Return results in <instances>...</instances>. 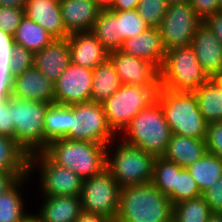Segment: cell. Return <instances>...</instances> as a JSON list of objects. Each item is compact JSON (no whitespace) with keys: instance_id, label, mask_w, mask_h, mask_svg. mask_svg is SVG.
Masks as SVG:
<instances>
[{"instance_id":"cell-16","label":"cell","mask_w":222,"mask_h":222,"mask_svg":"<svg viewBox=\"0 0 222 222\" xmlns=\"http://www.w3.org/2000/svg\"><path fill=\"white\" fill-rule=\"evenodd\" d=\"M71 63L94 69L109 58V51L90 32H76L67 37Z\"/></svg>"},{"instance_id":"cell-33","label":"cell","mask_w":222,"mask_h":222,"mask_svg":"<svg viewBox=\"0 0 222 222\" xmlns=\"http://www.w3.org/2000/svg\"><path fill=\"white\" fill-rule=\"evenodd\" d=\"M181 169L182 167L174 162L156 157L151 183L168 197L176 188L177 175Z\"/></svg>"},{"instance_id":"cell-10","label":"cell","mask_w":222,"mask_h":222,"mask_svg":"<svg viewBox=\"0 0 222 222\" xmlns=\"http://www.w3.org/2000/svg\"><path fill=\"white\" fill-rule=\"evenodd\" d=\"M40 174L39 195L80 197L83 179L72 170L56 164L44 151L29 155V175Z\"/></svg>"},{"instance_id":"cell-32","label":"cell","mask_w":222,"mask_h":222,"mask_svg":"<svg viewBox=\"0 0 222 222\" xmlns=\"http://www.w3.org/2000/svg\"><path fill=\"white\" fill-rule=\"evenodd\" d=\"M187 169L202 193L222 176V159L206 152L202 158Z\"/></svg>"},{"instance_id":"cell-4","label":"cell","mask_w":222,"mask_h":222,"mask_svg":"<svg viewBox=\"0 0 222 222\" xmlns=\"http://www.w3.org/2000/svg\"><path fill=\"white\" fill-rule=\"evenodd\" d=\"M157 101L172 134L206 140L209 123L200 112L194 92H175L161 88Z\"/></svg>"},{"instance_id":"cell-1","label":"cell","mask_w":222,"mask_h":222,"mask_svg":"<svg viewBox=\"0 0 222 222\" xmlns=\"http://www.w3.org/2000/svg\"><path fill=\"white\" fill-rule=\"evenodd\" d=\"M49 105L10 96L0 111V135L13 138L28 155L44 151V120Z\"/></svg>"},{"instance_id":"cell-43","label":"cell","mask_w":222,"mask_h":222,"mask_svg":"<svg viewBox=\"0 0 222 222\" xmlns=\"http://www.w3.org/2000/svg\"><path fill=\"white\" fill-rule=\"evenodd\" d=\"M222 43V13H215L203 21Z\"/></svg>"},{"instance_id":"cell-3","label":"cell","mask_w":222,"mask_h":222,"mask_svg":"<svg viewBox=\"0 0 222 222\" xmlns=\"http://www.w3.org/2000/svg\"><path fill=\"white\" fill-rule=\"evenodd\" d=\"M106 152V168L120 188L151 183L156 156L120 138L111 141Z\"/></svg>"},{"instance_id":"cell-49","label":"cell","mask_w":222,"mask_h":222,"mask_svg":"<svg viewBox=\"0 0 222 222\" xmlns=\"http://www.w3.org/2000/svg\"><path fill=\"white\" fill-rule=\"evenodd\" d=\"M21 222H43L38 214L28 212V214L22 219Z\"/></svg>"},{"instance_id":"cell-44","label":"cell","mask_w":222,"mask_h":222,"mask_svg":"<svg viewBox=\"0 0 222 222\" xmlns=\"http://www.w3.org/2000/svg\"><path fill=\"white\" fill-rule=\"evenodd\" d=\"M139 0H115L112 8V11H126V10H135Z\"/></svg>"},{"instance_id":"cell-27","label":"cell","mask_w":222,"mask_h":222,"mask_svg":"<svg viewBox=\"0 0 222 222\" xmlns=\"http://www.w3.org/2000/svg\"><path fill=\"white\" fill-rule=\"evenodd\" d=\"M90 32L109 52L120 50L123 41L119 37V11L101 10Z\"/></svg>"},{"instance_id":"cell-5","label":"cell","mask_w":222,"mask_h":222,"mask_svg":"<svg viewBox=\"0 0 222 222\" xmlns=\"http://www.w3.org/2000/svg\"><path fill=\"white\" fill-rule=\"evenodd\" d=\"M106 145L66 138L51 141L44 152L58 165L66 167L83 180L106 169Z\"/></svg>"},{"instance_id":"cell-37","label":"cell","mask_w":222,"mask_h":222,"mask_svg":"<svg viewBox=\"0 0 222 222\" xmlns=\"http://www.w3.org/2000/svg\"><path fill=\"white\" fill-rule=\"evenodd\" d=\"M168 5L167 0H139L136 10L149 27H159Z\"/></svg>"},{"instance_id":"cell-31","label":"cell","mask_w":222,"mask_h":222,"mask_svg":"<svg viewBox=\"0 0 222 222\" xmlns=\"http://www.w3.org/2000/svg\"><path fill=\"white\" fill-rule=\"evenodd\" d=\"M194 94L200 112L208 123L222 121V92L211 79L195 90Z\"/></svg>"},{"instance_id":"cell-50","label":"cell","mask_w":222,"mask_h":222,"mask_svg":"<svg viewBox=\"0 0 222 222\" xmlns=\"http://www.w3.org/2000/svg\"><path fill=\"white\" fill-rule=\"evenodd\" d=\"M210 79L219 87L222 92V72L213 75Z\"/></svg>"},{"instance_id":"cell-34","label":"cell","mask_w":222,"mask_h":222,"mask_svg":"<svg viewBox=\"0 0 222 222\" xmlns=\"http://www.w3.org/2000/svg\"><path fill=\"white\" fill-rule=\"evenodd\" d=\"M212 214L202 196L173 205L174 222H207Z\"/></svg>"},{"instance_id":"cell-38","label":"cell","mask_w":222,"mask_h":222,"mask_svg":"<svg viewBox=\"0 0 222 222\" xmlns=\"http://www.w3.org/2000/svg\"><path fill=\"white\" fill-rule=\"evenodd\" d=\"M148 27L136 9L119 11V37L122 41L142 33Z\"/></svg>"},{"instance_id":"cell-42","label":"cell","mask_w":222,"mask_h":222,"mask_svg":"<svg viewBox=\"0 0 222 222\" xmlns=\"http://www.w3.org/2000/svg\"><path fill=\"white\" fill-rule=\"evenodd\" d=\"M29 172H0V195L11 189L21 178Z\"/></svg>"},{"instance_id":"cell-24","label":"cell","mask_w":222,"mask_h":222,"mask_svg":"<svg viewBox=\"0 0 222 222\" xmlns=\"http://www.w3.org/2000/svg\"><path fill=\"white\" fill-rule=\"evenodd\" d=\"M34 53L17 44L3 42L0 45V79L10 81L33 67Z\"/></svg>"},{"instance_id":"cell-51","label":"cell","mask_w":222,"mask_h":222,"mask_svg":"<svg viewBox=\"0 0 222 222\" xmlns=\"http://www.w3.org/2000/svg\"><path fill=\"white\" fill-rule=\"evenodd\" d=\"M207 222H222V214L220 213H213Z\"/></svg>"},{"instance_id":"cell-29","label":"cell","mask_w":222,"mask_h":222,"mask_svg":"<svg viewBox=\"0 0 222 222\" xmlns=\"http://www.w3.org/2000/svg\"><path fill=\"white\" fill-rule=\"evenodd\" d=\"M31 178L30 175L21 178L11 189L0 195V222H21L28 214L24 206L27 204H24L25 199L22 198V189L25 188L22 187H25L23 185Z\"/></svg>"},{"instance_id":"cell-18","label":"cell","mask_w":222,"mask_h":222,"mask_svg":"<svg viewBox=\"0 0 222 222\" xmlns=\"http://www.w3.org/2000/svg\"><path fill=\"white\" fill-rule=\"evenodd\" d=\"M120 51L124 54L149 61L159 70L166 53L158 27H148L142 33L124 40Z\"/></svg>"},{"instance_id":"cell-9","label":"cell","mask_w":222,"mask_h":222,"mask_svg":"<svg viewBox=\"0 0 222 222\" xmlns=\"http://www.w3.org/2000/svg\"><path fill=\"white\" fill-rule=\"evenodd\" d=\"M70 140L108 145L119 136L109 126L103 105L87 101L70 105Z\"/></svg>"},{"instance_id":"cell-22","label":"cell","mask_w":222,"mask_h":222,"mask_svg":"<svg viewBox=\"0 0 222 222\" xmlns=\"http://www.w3.org/2000/svg\"><path fill=\"white\" fill-rule=\"evenodd\" d=\"M207 152L206 140L172 134L163 158L187 168Z\"/></svg>"},{"instance_id":"cell-41","label":"cell","mask_w":222,"mask_h":222,"mask_svg":"<svg viewBox=\"0 0 222 222\" xmlns=\"http://www.w3.org/2000/svg\"><path fill=\"white\" fill-rule=\"evenodd\" d=\"M219 2L220 0H189L194 12L202 21L218 12Z\"/></svg>"},{"instance_id":"cell-11","label":"cell","mask_w":222,"mask_h":222,"mask_svg":"<svg viewBox=\"0 0 222 222\" xmlns=\"http://www.w3.org/2000/svg\"><path fill=\"white\" fill-rule=\"evenodd\" d=\"M120 186L106 168L83 180L80 194L82 211L99 214L115 222L119 209Z\"/></svg>"},{"instance_id":"cell-23","label":"cell","mask_w":222,"mask_h":222,"mask_svg":"<svg viewBox=\"0 0 222 222\" xmlns=\"http://www.w3.org/2000/svg\"><path fill=\"white\" fill-rule=\"evenodd\" d=\"M36 212L43 222H75L82 212L80 197L43 196Z\"/></svg>"},{"instance_id":"cell-36","label":"cell","mask_w":222,"mask_h":222,"mask_svg":"<svg viewBox=\"0 0 222 222\" xmlns=\"http://www.w3.org/2000/svg\"><path fill=\"white\" fill-rule=\"evenodd\" d=\"M24 16V8L0 6V45L11 40Z\"/></svg>"},{"instance_id":"cell-21","label":"cell","mask_w":222,"mask_h":222,"mask_svg":"<svg viewBox=\"0 0 222 222\" xmlns=\"http://www.w3.org/2000/svg\"><path fill=\"white\" fill-rule=\"evenodd\" d=\"M25 16L41 25L55 39L67 38L60 10V0H27Z\"/></svg>"},{"instance_id":"cell-17","label":"cell","mask_w":222,"mask_h":222,"mask_svg":"<svg viewBox=\"0 0 222 222\" xmlns=\"http://www.w3.org/2000/svg\"><path fill=\"white\" fill-rule=\"evenodd\" d=\"M191 46L209 78L222 72V43L204 22L198 26Z\"/></svg>"},{"instance_id":"cell-39","label":"cell","mask_w":222,"mask_h":222,"mask_svg":"<svg viewBox=\"0 0 222 222\" xmlns=\"http://www.w3.org/2000/svg\"><path fill=\"white\" fill-rule=\"evenodd\" d=\"M206 147L207 152L222 159V121L208 124Z\"/></svg>"},{"instance_id":"cell-7","label":"cell","mask_w":222,"mask_h":222,"mask_svg":"<svg viewBox=\"0 0 222 222\" xmlns=\"http://www.w3.org/2000/svg\"><path fill=\"white\" fill-rule=\"evenodd\" d=\"M209 79L191 45L166 51L160 68L161 88L175 92H194Z\"/></svg>"},{"instance_id":"cell-6","label":"cell","mask_w":222,"mask_h":222,"mask_svg":"<svg viewBox=\"0 0 222 222\" xmlns=\"http://www.w3.org/2000/svg\"><path fill=\"white\" fill-rule=\"evenodd\" d=\"M120 134L125 135H121L124 143L139 147L156 157L163 156L172 136L158 101L138 112Z\"/></svg>"},{"instance_id":"cell-14","label":"cell","mask_w":222,"mask_h":222,"mask_svg":"<svg viewBox=\"0 0 222 222\" xmlns=\"http://www.w3.org/2000/svg\"><path fill=\"white\" fill-rule=\"evenodd\" d=\"M109 59L122 84L161 87L160 70L153 63L124 54L120 50L109 52Z\"/></svg>"},{"instance_id":"cell-19","label":"cell","mask_w":222,"mask_h":222,"mask_svg":"<svg viewBox=\"0 0 222 222\" xmlns=\"http://www.w3.org/2000/svg\"><path fill=\"white\" fill-rule=\"evenodd\" d=\"M71 62L67 38L54 39L42 50L34 53L33 66L55 83Z\"/></svg>"},{"instance_id":"cell-25","label":"cell","mask_w":222,"mask_h":222,"mask_svg":"<svg viewBox=\"0 0 222 222\" xmlns=\"http://www.w3.org/2000/svg\"><path fill=\"white\" fill-rule=\"evenodd\" d=\"M54 39L41 25L24 16L16 33L8 42L23 46L25 49L36 53L50 44Z\"/></svg>"},{"instance_id":"cell-40","label":"cell","mask_w":222,"mask_h":222,"mask_svg":"<svg viewBox=\"0 0 222 222\" xmlns=\"http://www.w3.org/2000/svg\"><path fill=\"white\" fill-rule=\"evenodd\" d=\"M202 197L212 213L222 214V176L212 186L202 192Z\"/></svg>"},{"instance_id":"cell-13","label":"cell","mask_w":222,"mask_h":222,"mask_svg":"<svg viewBox=\"0 0 222 222\" xmlns=\"http://www.w3.org/2000/svg\"><path fill=\"white\" fill-rule=\"evenodd\" d=\"M93 69L74 63L54 83V103L71 105L91 101Z\"/></svg>"},{"instance_id":"cell-52","label":"cell","mask_w":222,"mask_h":222,"mask_svg":"<svg viewBox=\"0 0 222 222\" xmlns=\"http://www.w3.org/2000/svg\"><path fill=\"white\" fill-rule=\"evenodd\" d=\"M168 4L187 3L189 0H167Z\"/></svg>"},{"instance_id":"cell-8","label":"cell","mask_w":222,"mask_h":222,"mask_svg":"<svg viewBox=\"0 0 222 222\" xmlns=\"http://www.w3.org/2000/svg\"><path fill=\"white\" fill-rule=\"evenodd\" d=\"M160 89L161 87L122 84L115 93L102 102L107 122L112 130L120 136L119 133L138 112L157 102Z\"/></svg>"},{"instance_id":"cell-15","label":"cell","mask_w":222,"mask_h":222,"mask_svg":"<svg viewBox=\"0 0 222 222\" xmlns=\"http://www.w3.org/2000/svg\"><path fill=\"white\" fill-rule=\"evenodd\" d=\"M9 83L12 97L54 103V83L34 66L13 77Z\"/></svg>"},{"instance_id":"cell-48","label":"cell","mask_w":222,"mask_h":222,"mask_svg":"<svg viewBox=\"0 0 222 222\" xmlns=\"http://www.w3.org/2000/svg\"><path fill=\"white\" fill-rule=\"evenodd\" d=\"M95 2L102 10H108L112 8L115 0H95Z\"/></svg>"},{"instance_id":"cell-53","label":"cell","mask_w":222,"mask_h":222,"mask_svg":"<svg viewBox=\"0 0 222 222\" xmlns=\"http://www.w3.org/2000/svg\"><path fill=\"white\" fill-rule=\"evenodd\" d=\"M218 12L222 13V0L219 2Z\"/></svg>"},{"instance_id":"cell-20","label":"cell","mask_w":222,"mask_h":222,"mask_svg":"<svg viewBox=\"0 0 222 222\" xmlns=\"http://www.w3.org/2000/svg\"><path fill=\"white\" fill-rule=\"evenodd\" d=\"M60 10L69 34L91 31L101 8L95 0H60Z\"/></svg>"},{"instance_id":"cell-45","label":"cell","mask_w":222,"mask_h":222,"mask_svg":"<svg viewBox=\"0 0 222 222\" xmlns=\"http://www.w3.org/2000/svg\"><path fill=\"white\" fill-rule=\"evenodd\" d=\"M75 222H114L102 215L82 211Z\"/></svg>"},{"instance_id":"cell-26","label":"cell","mask_w":222,"mask_h":222,"mask_svg":"<svg viewBox=\"0 0 222 222\" xmlns=\"http://www.w3.org/2000/svg\"><path fill=\"white\" fill-rule=\"evenodd\" d=\"M70 127V105L50 104L44 120V150L53 140H70Z\"/></svg>"},{"instance_id":"cell-47","label":"cell","mask_w":222,"mask_h":222,"mask_svg":"<svg viewBox=\"0 0 222 222\" xmlns=\"http://www.w3.org/2000/svg\"><path fill=\"white\" fill-rule=\"evenodd\" d=\"M27 0H0V6L24 8Z\"/></svg>"},{"instance_id":"cell-2","label":"cell","mask_w":222,"mask_h":222,"mask_svg":"<svg viewBox=\"0 0 222 222\" xmlns=\"http://www.w3.org/2000/svg\"><path fill=\"white\" fill-rule=\"evenodd\" d=\"M173 204L152 183L120 188L115 222H172Z\"/></svg>"},{"instance_id":"cell-28","label":"cell","mask_w":222,"mask_h":222,"mask_svg":"<svg viewBox=\"0 0 222 222\" xmlns=\"http://www.w3.org/2000/svg\"><path fill=\"white\" fill-rule=\"evenodd\" d=\"M122 86L115 67L108 58L93 69L91 101L102 103Z\"/></svg>"},{"instance_id":"cell-12","label":"cell","mask_w":222,"mask_h":222,"mask_svg":"<svg viewBox=\"0 0 222 222\" xmlns=\"http://www.w3.org/2000/svg\"><path fill=\"white\" fill-rule=\"evenodd\" d=\"M203 21L196 15L189 2L168 5L158 27L164 49L189 46L198 26Z\"/></svg>"},{"instance_id":"cell-46","label":"cell","mask_w":222,"mask_h":222,"mask_svg":"<svg viewBox=\"0 0 222 222\" xmlns=\"http://www.w3.org/2000/svg\"><path fill=\"white\" fill-rule=\"evenodd\" d=\"M10 96V83L0 79V111L7 104V100Z\"/></svg>"},{"instance_id":"cell-35","label":"cell","mask_w":222,"mask_h":222,"mask_svg":"<svg viewBox=\"0 0 222 222\" xmlns=\"http://www.w3.org/2000/svg\"><path fill=\"white\" fill-rule=\"evenodd\" d=\"M202 196L196 181L190 175L187 168H182L177 175L176 188L168 196L173 205L185 200L195 199Z\"/></svg>"},{"instance_id":"cell-30","label":"cell","mask_w":222,"mask_h":222,"mask_svg":"<svg viewBox=\"0 0 222 222\" xmlns=\"http://www.w3.org/2000/svg\"><path fill=\"white\" fill-rule=\"evenodd\" d=\"M0 172H29V155L6 135H0Z\"/></svg>"}]
</instances>
